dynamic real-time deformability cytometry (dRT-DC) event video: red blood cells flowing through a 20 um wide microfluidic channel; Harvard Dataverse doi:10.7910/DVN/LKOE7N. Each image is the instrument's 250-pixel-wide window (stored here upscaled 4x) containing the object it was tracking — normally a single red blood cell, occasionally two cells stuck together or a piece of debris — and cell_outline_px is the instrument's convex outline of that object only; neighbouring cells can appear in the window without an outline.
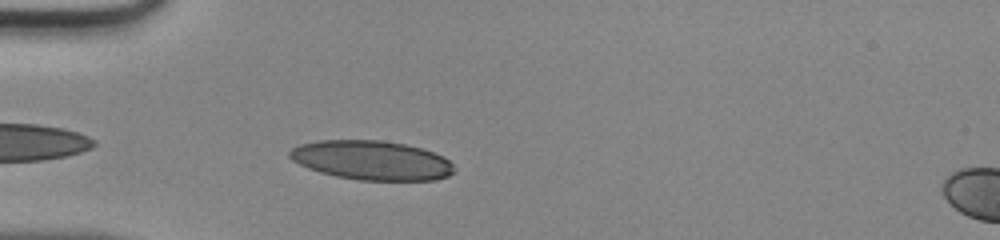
{"species": "human", "species_latin": "Homo sapiens", "temperature_condition": "room temperature", "stored_images_in_passage": 35, "camera_frame_rate_fps": 3000, "um_per_image_px": 0.085, "donor": {"sex": "male"}, "frame": {"image": 1, "passage_image": 2, "time_ms": 0.333, "image_size_px": [1000, 240], "cell_outline_px": [[456, 172], [448, 176], [436, 180], [360, 180], [336, 176], [320, 172], [308, 168], [292, 160], [288, 156], [288, 152], [292, 148], [300, 144], [320, 140], [380, 140], [404, 144], [420, 148], [444, 156], [456, 168]], "centroid_in_image_um": [31.6, 13.63], "position_along_channel_um": 53.4, "area_um2": 37.69}}
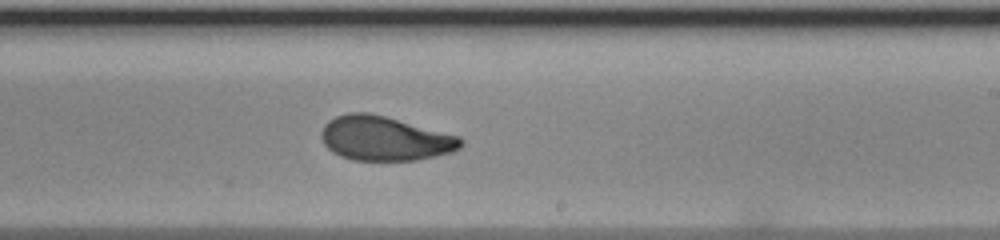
{"frame": {"image": 2, "passage_image": 17, "time_ms": 5.333, "image_size_px": [1000, 240], "cell_outline_px": [[464, 144], [460, 148], [452, 152], [416, 160], [352, 160], [340, 156], [332, 152], [324, 144], [320, 136], [320, 132], [324, 124], [328, 120], [336, 116], [348, 112], [368, 112], [384, 116], [460, 136], [464, 140]], "centroid_in_image_um": [32.68, 11.77], "position_along_channel_um": 256.3, "area_um2": 36.18}}
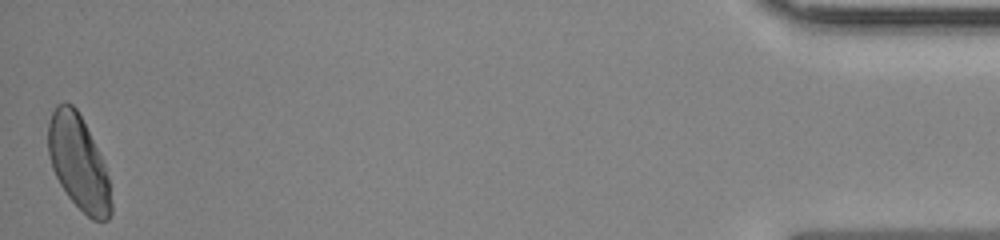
{"frame": {"image": 3, "passage_image": 35, "time_ms": 11.333, "image_size_px": [1000, 240], "cell_outline_px": [[112, 212], [108, 220], [92, 220], [68, 196], [60, 184], [52, 168], [48, 152], [48, 124], [52, 112], [56, 104], [64, 100], [72, 104], [76, 108], [104, 164], [108, 176], [112, 204]], "centroid_in_image_um": [6.66, 13.82], "position_along_channel_um": 428.5, "area_um2": 34.22}}